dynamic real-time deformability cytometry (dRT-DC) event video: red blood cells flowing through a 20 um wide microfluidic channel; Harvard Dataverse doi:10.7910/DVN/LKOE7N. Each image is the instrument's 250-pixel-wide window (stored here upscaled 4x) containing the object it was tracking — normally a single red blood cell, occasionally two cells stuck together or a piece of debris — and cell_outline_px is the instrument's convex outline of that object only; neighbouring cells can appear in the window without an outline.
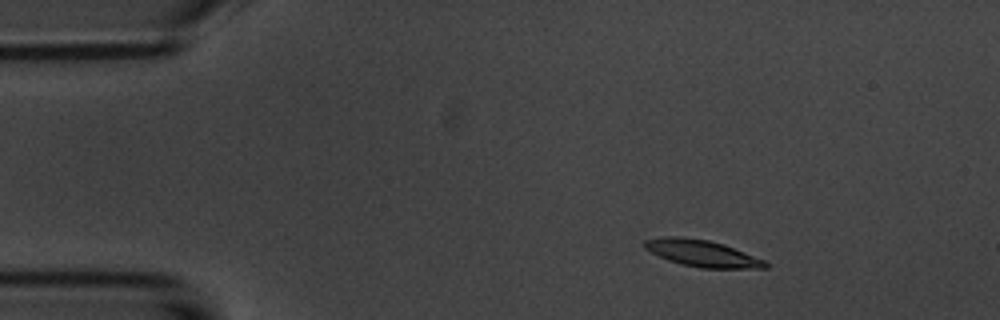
{"species": "common noctule bat (a hibernating species)", "species_latin": "Nyctalus noctula", "temperature_condition": "room temperature", "stored_images_in_passage": 5, "camera_frame_rate_fps": 3000, "um_per_image_px": 0.085, "animal": {"sex": "male", "body_mass_g": 20.1, "forearm_length_mm": 53.5}, "frame": {"image": 1, "passage_image": 2, "time_ms": 2.0, "image_size_px": [1000, 320], "cell_outline_px": [[768, 268], [700, 268], [668, 260], [644, 248], [644, 240], [660, 236], [680, 236], [708, 240], [724, 244], [764, 260], [768, 264]], "centroid_in_image_um": [59.66, 21.52], "position_along_channel_um": 25.3, "area_um2": 18.61}}